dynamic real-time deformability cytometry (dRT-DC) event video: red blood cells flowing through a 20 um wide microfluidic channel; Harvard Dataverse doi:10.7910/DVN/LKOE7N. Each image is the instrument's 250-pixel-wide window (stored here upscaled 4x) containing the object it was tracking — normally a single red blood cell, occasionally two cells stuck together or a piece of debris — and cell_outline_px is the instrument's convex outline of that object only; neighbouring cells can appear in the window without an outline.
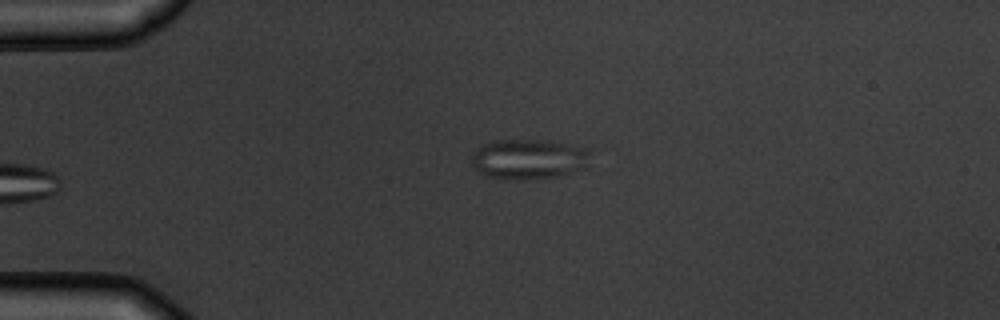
{"species": "common noctule bat (a hibernating species)", "species_latin": "Nyctalus noctula", "temperature_condition": "warm", "stored_images_in_passage": 4, "camera_frame_rate_fps": 3000, "um_per_image_px": 0.085, "animal": {"sex": "male", "body_mass_g": 19.5, "forearm_length_mm": 54.6}, "frame": {"image": 1, "passage_image": 4, "time_ms": 3.667, "image_size_px": [1000, 320], "cell_outline_px": [[592, 152], [584, 168], [560, 176], [504, 180], [484, 176], [472, 164], [472, 156], [476, 148], [480, 144], [496, 140], [548, 140], [588, 148]], "centroid_in_image_um": [44.92, 13.51], "position_along_channel_um": 40.1, "area_um2": 27.98}}